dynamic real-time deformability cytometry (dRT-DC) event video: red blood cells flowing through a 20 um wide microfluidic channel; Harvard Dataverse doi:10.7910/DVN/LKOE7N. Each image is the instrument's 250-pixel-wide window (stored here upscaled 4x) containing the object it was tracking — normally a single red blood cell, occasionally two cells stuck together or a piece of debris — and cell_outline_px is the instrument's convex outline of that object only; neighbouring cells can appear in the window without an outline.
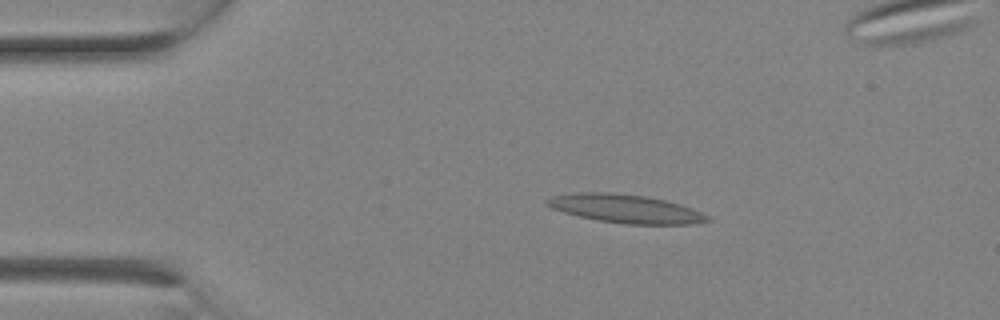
{"species": "Egyptian fruit bat (a non-hibernating species)", "species_latin": "Rousettus aegyptiacus", "temperature_condition": "room temperature", "stored_images_in_passage": 4, "camera_frame_rate_fps": 3000, "um_per_image_px": 0.085, "animal": {"sex": "female"}, "frame": {"image": 1, "passage_image": 2, "time_ms": 0.333, "image_size_px": [1000, 320], "cell_outline_px": [[712, 220], [692, 224], [624, 224], [596, 220], [564, 212], [552, 208], [544, 204], [544, 200], [552, 196], [572, 192], [608, 192], [644, 196], [664, 200], [680, 204], [692, 208], [708, 216]], "centroid_in_image_um": [53.12, 17.73], "position_along_channel_um": 31.9, "area_um2": 26.59}}